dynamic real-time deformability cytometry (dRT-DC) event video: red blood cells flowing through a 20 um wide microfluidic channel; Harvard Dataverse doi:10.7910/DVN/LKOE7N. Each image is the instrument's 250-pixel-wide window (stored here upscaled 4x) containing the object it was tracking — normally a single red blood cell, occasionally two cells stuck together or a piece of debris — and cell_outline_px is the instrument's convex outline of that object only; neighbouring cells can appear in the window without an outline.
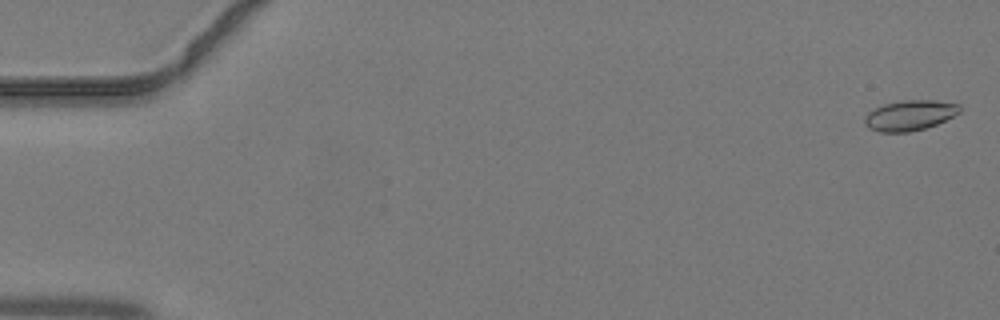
{"species": "common noctule bat (a hibernating species)", "species_latin": "Nyctalus noctula", "temperature_condition": "warm", "stored_images_in_passage": 33, "camera_frame_rate_fps": 3000, "um_per_image_px": 0.085, "animal": {"sex": "male", "body_mass_g": 19.2, "forearm_length_mm": 51.8}, "frame": {"image": 1, "passage_image": 1, "time_ms": 0.0, "image_size_px": [1000, 320], "cell_outline_px": [[960, 112], [936, 124], [924, 128], [908, 132], [880, 132], [868, 128], [864, 124], [864, 116], [868, 112], [884, 104], [904, 100], [936, 100], [960, 104]], "centroid_in_image_um": [77.3, 9.8], "position_along_channel_um": 7.7, "area_um2": 16.7}}
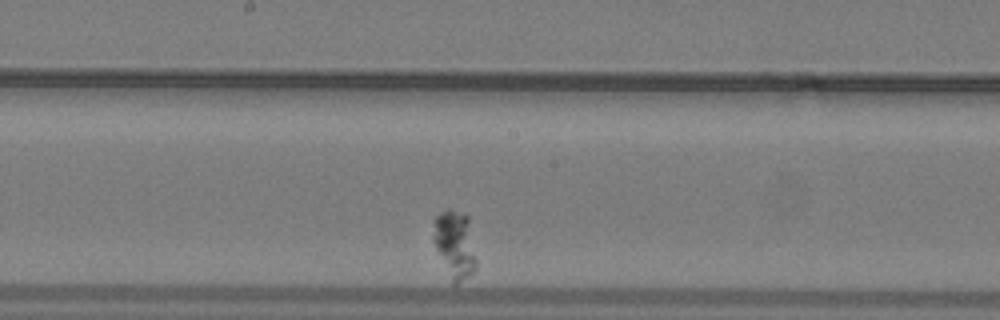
{"frame": {"image": 2, "passage_image": 19, "time_ms": 6.0, "image_size_px": [1000, 320], "cell_outline_px": [[476, 264], [472, 272], [468, 276], [456, 284], [452, 284], [432, 240], [432, 236], [436, 216], [440, 212], [448, 208], [464, 212], [468, 216], [476, 260]], "centroid_in_image_um": [38.64, 20.73], "position_along_channel_um": 209.6, "area_um2": 16.94}}
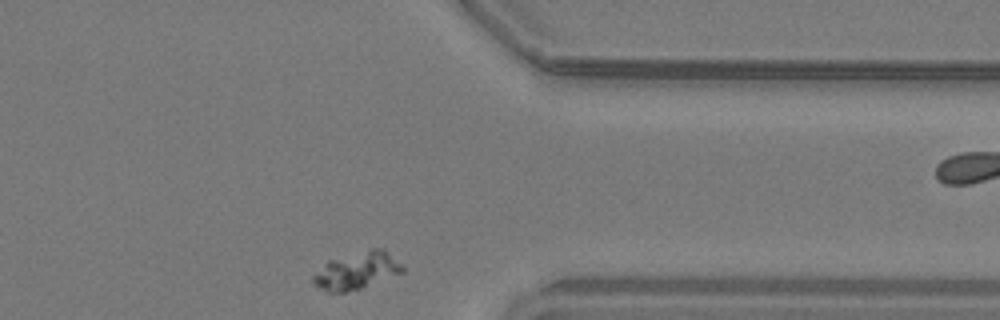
{"frame": {"image": 3, "passage_image": 32, "time_ms": 10.333, "image_size_px": [1000, 320], "cell_outline_px": [[404, 272], [360, 288], [344, 292], [328, 292], [312, 284], [312, 276], [328, 260], [372, 248], [384, 248], [404, 268]], "centroid_in_image_um": [30.31, 23.0], "position_along_channel_um": 381.1, "area_um2": 19.07}}